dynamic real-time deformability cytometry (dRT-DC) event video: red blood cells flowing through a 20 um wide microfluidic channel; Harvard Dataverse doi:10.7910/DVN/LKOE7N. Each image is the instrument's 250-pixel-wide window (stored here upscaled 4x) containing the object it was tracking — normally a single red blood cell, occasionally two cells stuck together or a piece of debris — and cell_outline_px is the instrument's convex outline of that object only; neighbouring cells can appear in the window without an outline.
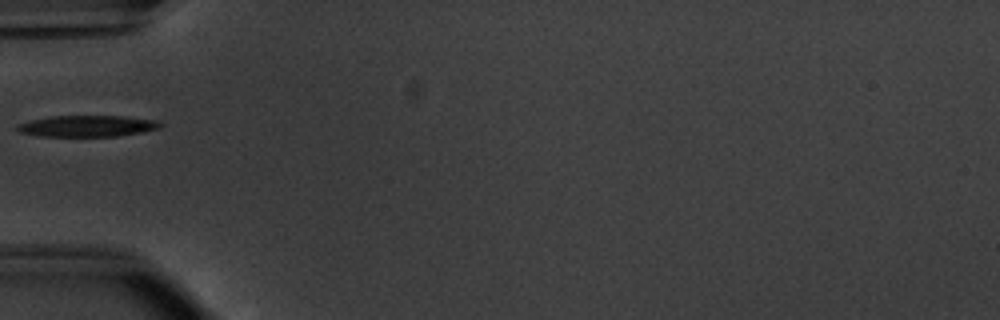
{"species": "common noctule bat (a hibernating species)", "species_latin": "Nyctalus noctula", "temperature_condition": "warm", "stored_images_in_passage": 36, "camera_frame_rate_fps": 3000, "um_per_image_px": 0.085, "animal": {"sex": "male", "body_mass_g": 20.1, "forearm_length_mm": 53.5}, "frame": {"image": 1, "passage_image": 1, "time_ms": 0.0, "image_size_px": [1000, 320], "cell_outline_px": [[164, 124], [160, 128], [120, 136], [40, 136], [20, 132], [16, 128], [16, 124], [32, 120], [52, 116], [124, 116], [156, 120]], "centroid_in_image_um": [7.44, 10.71], "position_along_channel_um": 77.6, "area_um2": 17.69}}
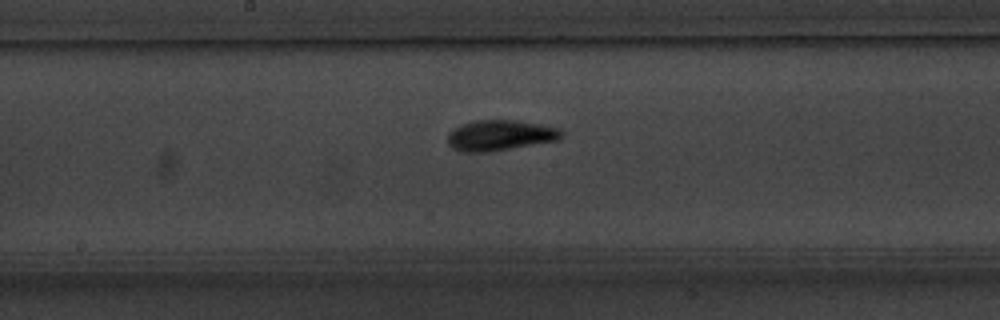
{"frame": {"image": 2, "passage_image": 11, "time_ms": 3.333, "image_size_px": [1000, 320], "cell_outline_px": [[564, 136], [560, 140], [492, 152], [464, 152], [452, 148], [448, 144], [448, 132], [460, 124], [476, 120], [516, 120], [540, 124], [560, 128], [564, 132]], "centroid_in_image_um": [42.54, 11.51], "position_along_channel_um": 205.7, "area_um2": 20.69}}
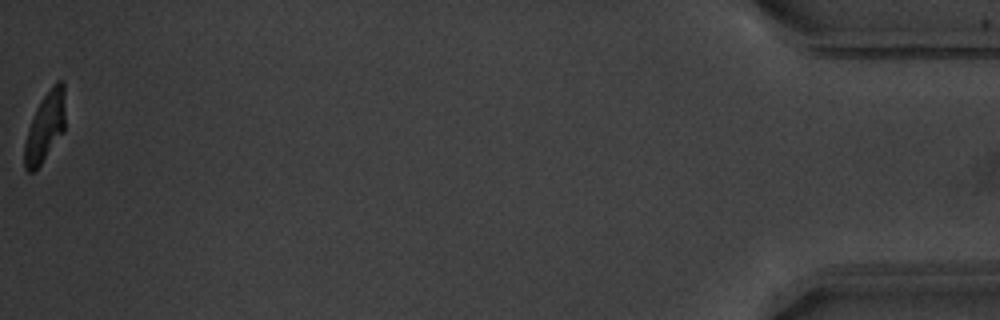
{"frame": {"image": 3, "passage_image": 36, "time_ms": 11.667, "image_size_px": [1000, 320], "cell_outline_px": [[64, 132], [40, 164], [32, 172], [28, 172], [24, 168], [24, 144], [36, 108], [52, 84], [56, 80], [64, 80]], "centroid_in_image_um": [3.85, 10.76], "position_along_channel_um": 431.4, "area_um2": 16.24}}